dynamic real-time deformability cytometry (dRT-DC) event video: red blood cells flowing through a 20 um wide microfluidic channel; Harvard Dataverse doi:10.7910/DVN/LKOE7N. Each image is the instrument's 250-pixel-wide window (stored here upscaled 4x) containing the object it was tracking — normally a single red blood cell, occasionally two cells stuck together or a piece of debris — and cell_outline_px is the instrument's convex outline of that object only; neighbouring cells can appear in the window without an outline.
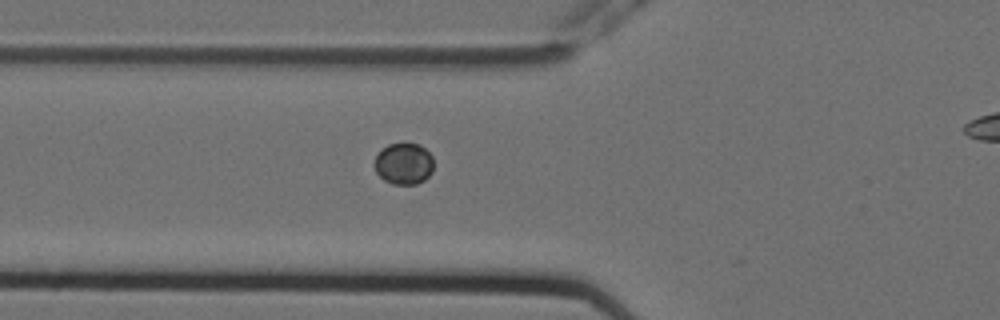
{"species": "Egyptian fruit bat (a non-hibernating species)", "species_latin": "Rousettus aegyptiacus", "temperature_condition": "cold", "stored_images_in_passage": 6, "segment_of_instrument_passage": [1, 2], "camera_frame_rate_fps": 3000, "um_per_image_px": 0.085, "animal": {"sex": "female"}, "frame": {"image": 1, "passage_image": 5, "time_ms": 1.333, "image_size_px": [1000, 320], "cell_outline_px": [[432, 172], [424, 180], [416, 184], [392, 184], [384, 180], [376, 172], [372, 164], [380, 148], [388, 144], [420, 144], [432, 156]], "centroid_in_image_um": [34.28, 13.91], "position_along_channel_um": 91.5, "area_um2": 14.39}}